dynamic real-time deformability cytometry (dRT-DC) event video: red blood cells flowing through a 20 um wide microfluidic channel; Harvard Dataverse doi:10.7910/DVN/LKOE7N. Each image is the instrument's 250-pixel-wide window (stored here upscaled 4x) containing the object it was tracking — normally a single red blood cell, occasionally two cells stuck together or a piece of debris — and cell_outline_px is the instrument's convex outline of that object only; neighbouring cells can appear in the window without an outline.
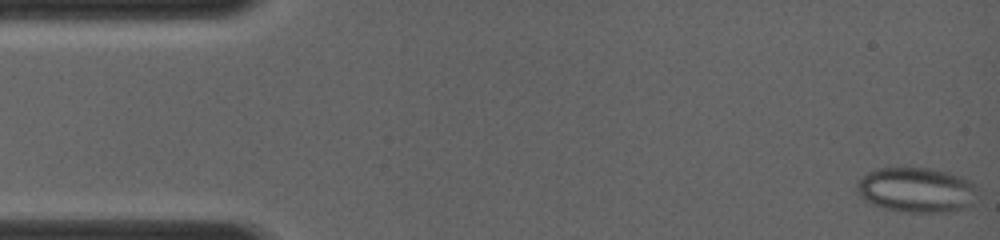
{"species": "common noctule bat (a hibernating species)", "species_latin": "Nyctalus noctula", "temperature_condition": "room temperature", "stored_images_in_passage": 4, "camera_frame_rate_fps": 4000, "um_per_image_px": 0.085, "animal": {"sex": "female", "body_mass_g": 19.0, "forearm_length_mm": 56.7}, "frame": {"image": 1, "passage_image": 1, "time_ms": 0.0, "image_size_px": [1000, 240], "cell_outline_px": [[980, 196], [976, 204], [964, 208], [948, 212], [920, 212], [892, 208], [876, 204], [868, 200], [856, 188], [856, 184], [868, 172], [876, 168], [904, 164], [932, 168], [964, 176], [976, 184]], "centroid_in_image_um": [78.05, 16.07], "position_along_channel_um": 7.0, "area_um2": 32.31}}